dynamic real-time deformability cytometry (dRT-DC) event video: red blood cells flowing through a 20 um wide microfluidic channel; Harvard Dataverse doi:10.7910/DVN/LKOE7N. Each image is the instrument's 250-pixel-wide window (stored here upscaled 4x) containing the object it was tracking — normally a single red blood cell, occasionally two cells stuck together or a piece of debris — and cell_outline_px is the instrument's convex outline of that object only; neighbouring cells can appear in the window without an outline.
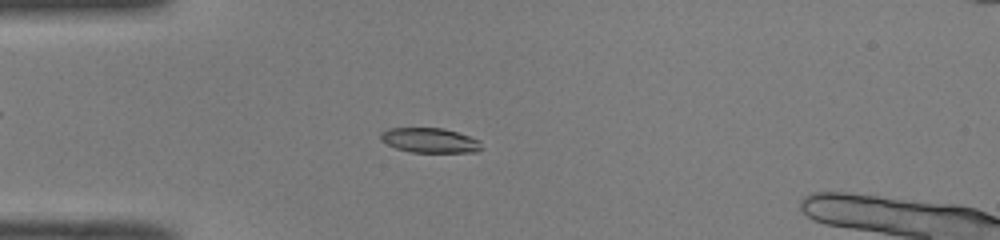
{"species": "common noctule bat (a hibernating species)", "species_latin": "Nyctalus noctula", "temperature_condition": "room temperature", "stored_images_in_passage": 50, "camera_frame_rate_fps": 3000, "um_per_image_px": 0.085, "animal": {"sex": "male", "body_mass_g": 19.0, "forearm_length_mm": 50.8}, "frame": {"image": 1, "passage_image": 14, "time_ms": 4.333, "image_size_px": [1000, 240], "cell_outline_px": [[484, 148], [476, 152], [412, 152], [396, 148], [380, 140], [380, 132], [388, 128], [444, 128], [480, 140]], "centroid_in_image_um": [36.54, 11.93], "position_along_channel_um": 48.5, "area_um2": 14.62}}
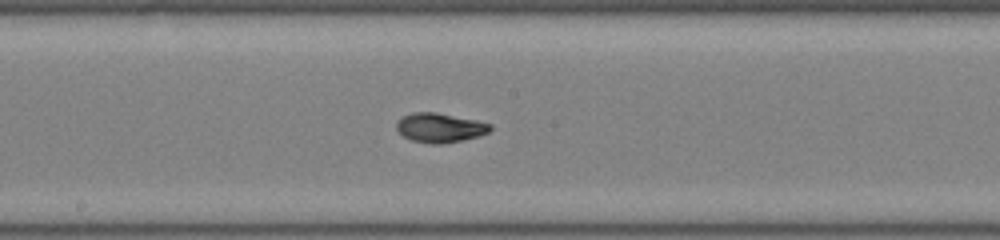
{"frame": {"image": 2, "passage_image": 27, "time_ms": 8.667, "image_size_px": [1000, 240], "cell_outline_px": [[492, 128], [488, 132], [476, 136], [460, 140], [440, 144], [428, 144], [412, 140], [404, 136], [396, 128], [396, 120], [412, 112], [436, 112], [476, 120], [492, 124]], "centroid_in_image_um": [37.36, 10.84], "position_along_channel_um": 210.8, "area_um2": 15.9}}
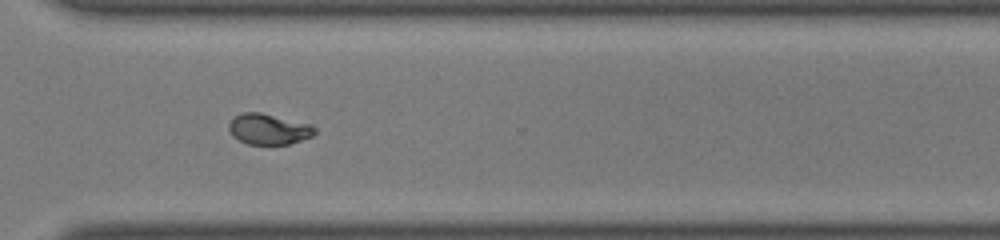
{"frame": {"image": 3, "passage_image": 37, "time_ms": 12.0, "image_size_px": [1000, 240], "cell_outline_px": [[316, 132], [312, 136], [288, 144], [248, 144], [232, 136], [228, 128], [228, 124], [236, 116], [244, 112], [260, 112], [312, 124], [316, 128]], "centroid_in_image_um": [22.85, 10.97], "position_along_channel_um": 347.8, "area_um2": 15.32}, "authors_computed_cell_mechanics": {"area_um2": 15.5193, "velocity_mm_per_s": 4.0994, "shape_relaxation_time_tau1_ms": 3.0626, "shape_relaxation_time_tau2_ms": 1.2569, "deformation_change_tau1": 0.1563, "deformation_change_tau2": 0.0464}}